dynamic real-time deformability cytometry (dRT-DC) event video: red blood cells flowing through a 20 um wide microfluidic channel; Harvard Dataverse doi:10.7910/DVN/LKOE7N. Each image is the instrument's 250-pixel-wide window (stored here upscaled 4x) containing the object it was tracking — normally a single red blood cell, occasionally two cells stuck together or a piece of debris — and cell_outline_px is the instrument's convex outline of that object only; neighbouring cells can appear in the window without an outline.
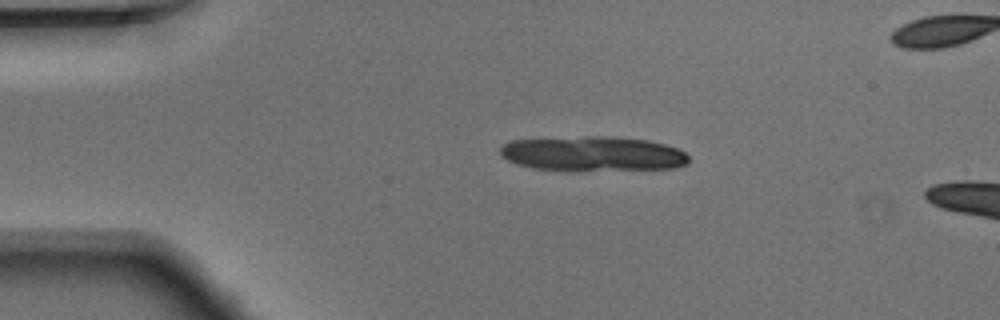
{"species": "Egyptian fruit bat (a non-hibernating species)", "species_latin": "Rousettus aegyptiacus", "temperature_condition": "warm", "stored_images_in_passage": 6, "camera_frame_rate_fps": 3000, "um_per_image_px": 0.085, "animal": {"sex": "male"}, "frame": {"image": 1, "passage_image": 1, "time_ms": 0.0, "image_size_px": [1000, 320], "cell_outline_px": [[688, 164], [676, 168], [568, 172], [532, 168], [516, 164], [500, 156], [500, 148], [504, 144], [512, 140], [592, 136], [600, 136], [648, 140], [664, 144], [676, 148], [684, 152], [688, 156]], "centroid_in_image_um": [50.37, 13.1], "position_along_channel_um": 34.6, "area_um2": 38.84}}